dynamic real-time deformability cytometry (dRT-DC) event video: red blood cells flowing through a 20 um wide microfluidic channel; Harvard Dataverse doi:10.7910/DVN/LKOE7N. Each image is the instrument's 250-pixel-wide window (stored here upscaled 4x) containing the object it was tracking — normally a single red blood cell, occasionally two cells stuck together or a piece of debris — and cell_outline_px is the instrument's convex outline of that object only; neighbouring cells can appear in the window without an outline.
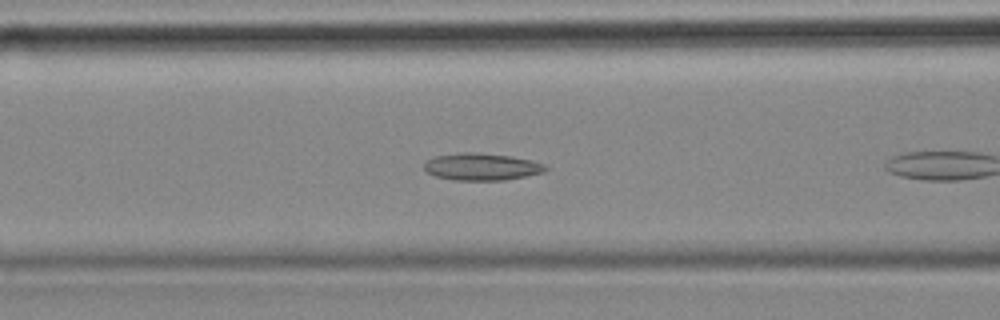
{"species": "common noctule bat (a hibernating species)", "species_latin": "Nyctalus noctula", "temperature_condition": "cold", "stored_images_in_passage": 13, "camera_frame_rate_fps": 3000, "um_per_image_px": 0.085, "animal": {"sex": "female", "body_mass_g": 18.4}, "frame": {"image": 1, "passage_image": 8, "time_ms": 2.333, "image_size_px": [1000, 320], "cell_outline_px": [[548, 168], [544, 172], [504, 180], [452, 180], [436, 176], [428, 172], [424, 168], [424, 164], [428, 160], [436, 156], [464, 152], [468, 152], [508, 156], [532, 160], [544, 164]], "centroid_in_image_um": [40.94, 14.18], "position_along_channel_um": 125.7, "area_um2": 18.84}}
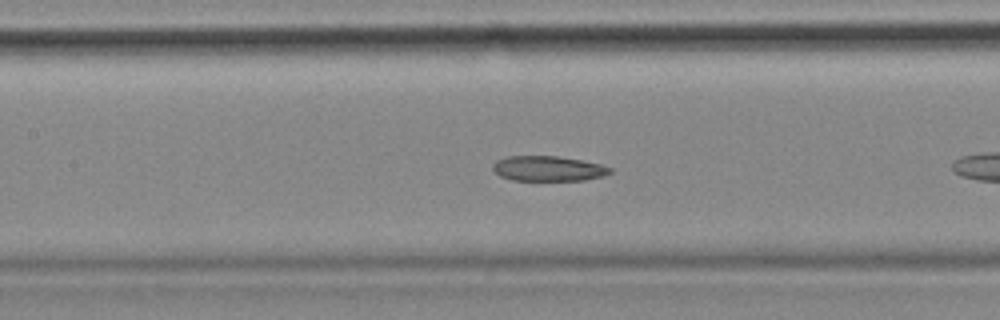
{"frame": {"image": 2, "passage_image": 11, "time_ms": 3.333, "image_size_px": [1000, 320], "cell_outline_px": [[612, 172], [604, 176], [584, 180], [512, 180], [500, 176], [492, 168], [492, 164], [496, 160], [508, 156], [556, 156], [584, 160], [600, 164], [612, 168]], "centroid_in_image_um": [46.61, 14.32], "position_along_channel_um": 160.8, "area_um2": 17.22}}